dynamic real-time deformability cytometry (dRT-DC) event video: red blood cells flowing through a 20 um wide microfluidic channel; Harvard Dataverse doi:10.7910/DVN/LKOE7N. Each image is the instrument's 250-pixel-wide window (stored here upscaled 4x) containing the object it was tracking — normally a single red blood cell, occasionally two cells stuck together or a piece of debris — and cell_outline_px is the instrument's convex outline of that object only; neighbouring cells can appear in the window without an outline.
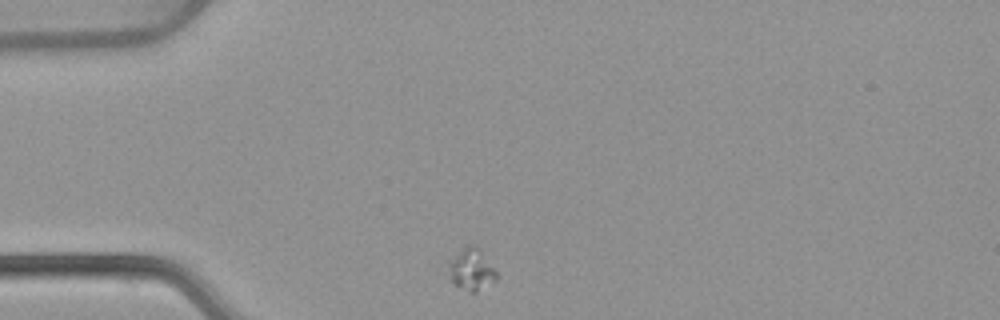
{"species": "common noctule bat (a hibernating species)", "species_latin": "Nyctalus noctula", "temperature_condition": "warm", "stored_images_in_passage": 32, "camera_frame_rate_fps": 3000, "um_per_image_px": 0.085, "animal": {"sex": "female", "body_mass_g": 22.7, "forearm_length_mm": 54.2}, "frame": {"image": 1, "passage_image": 1, "time_ms": 0.0, "image_size_px": [1000, 320], "cell_outline_px": [[496, 280], [476, 292], [472, 292], [456, 284], [452, 280], [448, 264], [464, 248], [472, 244], [480, 248], [496, 272]], "centroid_in_image_um": [40.12, 22.9], "position_along_channel_um": 44.9, "area_um2": 10.98}}
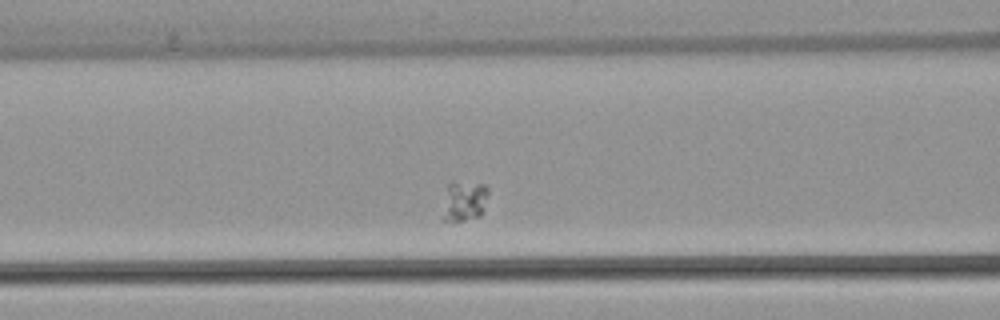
{"frame": {"image": 2, "passage_image": 10, "time_ms": 3.0, "image_size_px": [1000, 320], "cell_outline_px": [[488, 192], [484, 208], [480, 216], [464, 220], [440, 220], [448, 184], [452, 180], [484, 184], [488, 188]], "centroid_in_image_um": [39.44, 17.06], "position_along_channel_um": 127.2, "area_um2": 10.87}}
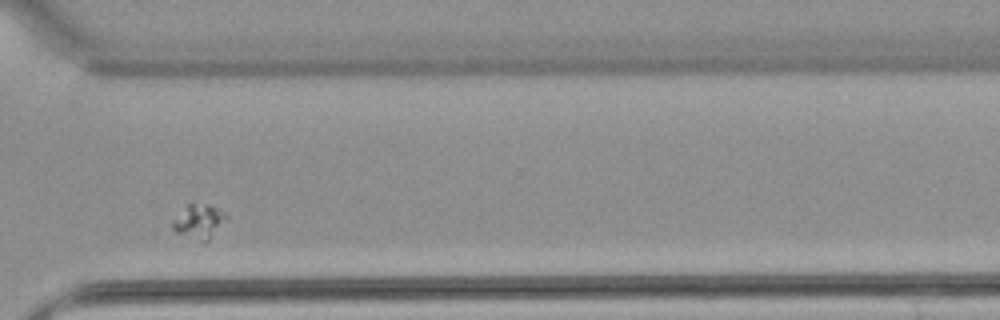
{"frame": {"image": 3, "passage_image": 29, "time_ms": 9.333, "image_size_px": [1000, 320], "cell_outline_px": [[228, 216], [208, 240], [204, 240], [176, 232], [172, 228], [172, 220], [188, 204], [208, 204], [224, 212]], "centroid_in_image_um": [16.89, 18.78], "position_along_channel_um": 353.7, "area_um2": 10.06}}